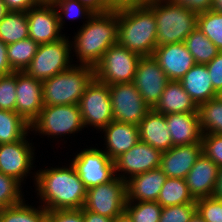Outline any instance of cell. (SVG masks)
<instances>
[{
    "label": "cell",
    "mask_w": 222,
    "mask_h": 222,
    "mask_svg": "<svg viewBox=\"0 0 222 222\" xmlns=\"http://www.w3.org/2000/svg\"><path fill=\"white\" fill-rule=\"evenodd\" d=\"M57 167H47L33 173L41 206L47 211L83 208L87 189L74 166L69 163L66 167Z\"/></svg>",
    "instance_id": "1"
},
{
    "label": "cell",
    "mask_w": 222,
    "mask_h": 222,
    "mask_svg": "<svg viewBox=\"0 0 222 222\" xmlns=\"http://www.w3.org/2000/svg\"><path fill=\"white\" fill-rule=\"evenodd\" d=\"M80 27L71 41L72 56L79 65L95 67L103 54L118 43V7L104 13H94ZM74 49V50H73Z\"/></svg>",
    "instance_id": "2"
},
{
    "label": "cell",
    "mask_w": 222,
    "mask_h": 222,
    "mask_svg": "<svg viewBox=\"0 0 222 222\" xmlns=\"http://www.w3.org/2000/svg\"><path fill=\"white\" fill-rule=\"evenodd\" d=\"M157 24L154 0L118 7V43L143 56H152L156 48Z\"/></svg>",
    "instance_id": "3"
},
{
    "label": "cell",
    "mask_w": 222,
    "mask_h": 222,
    "mask_svg": "<svg viewBox=\"0 0 222 222\" xmlns=\"http://www.w3.org/2000/svg\"><path fill=\"white\" fill-rule=\"evenodd\" d=\"M94 78L93 67L78 64L48 78L42 82L43 106L78 104Z\"/></svg>",
    "instance_id": "4"
},
{
    "label": "cell",
    "mask_w": 222,
    "mask_h": 222,
    "mask_svg": "<svg viewBox=\"0 0 222 222\" xmlns=\"http://www.w3.org/2000/svg\"><path fill=\"white\" fill-rule=\"evenodd\" d=\"M157 24L156 47L184 42L197 28L198 14L169 0H154Z\"/></svg>",
    "instance_id": "5"
},
{
    "label": "cell",
    "mask_w": 222,
    "mask_h": 222,
    "mask_svg": "<svg viewBox=\"0 0 222 222\" xmlns=\"http://www.w3.org/2000/svg\"><path fill=\"white\" fill-rule=\"evenodd\" d=\"M81 130H84V124L78 104L43 106L40 115L31 124V131L54 139L75 135Z\"/></svg>",
    "instance_id": "6"
},
{
    "label": "cell",
    "mask_w": 222,
    "mask_h": 222,
    "mask_svg": "<svg viewBox=\"0 0 222 222\" xmlns=\"http://www.w3.org/2000/svg\"><path fill=\"white\" fill-rule=\"evenodd\" d=\"M140 59L119 43L113 44L94 67L95 79L109 86L133 82Z\"/></svg>",
    "instance_id": "7"
},
{
    "label": "cell",
    "mask_w": 222,
    "mask_h": 222,
    "mask_svg": "<svg viewBox=\"0 0 222 222\" xmlns=\"http://www.w3.org/2000/svg\"><path fill=\"white\" fill-rule=\"evenodd\" d=\"M71 47L69 36L53 43L40 44L24 72L28 76L43 82L60 72L68 70L74 65L71 64L73 61Z\"/></svg>",
    "instance_id": "8"
},
{
    "label": "cell",
    "mask_w": 222,
    "mask_h": 222,
    "mask_svg": "<svg viewBox=\"0 0 222 222\" xmlns=\"http://www.w3.org/2000/svg\"><path fill=\"white\" fill-rule=\"evenodd\" d=\"M84 127L102 130L113 121L109 85L95 78L86 87L79 103Z\"/></svg>",
    "instance_id": "9"
},
{
    "label": "cell",
    "mask_w": 222,
    "mask_h": 222,
    "mask_svg": "<svg viewBox=\"0 0 222 222\" xmlns=\"http://www.w3.org/2000/svg\"><path fill=\"white\" fill-rule=\"evenodd\" d=\"M71 164L86 189L108 183L116 177L115 162L101 148H84L72 158Z\"/></svg>",
    "instance_id": "10"
},
{
    "label": "cell",
    "mask_w": 222,
    "mask_h": 222,
    "mask_svg": "<svg viewBox=\"0 0 222 222\" xmlns=\"http://www.w3.org/2000/svg\"><path fill=\"white\" fill-rule=\"evenodd\" d=\"M126 201V182L116 176L108 183L87 189L84 208L113 219L125 212Z\"/></svg>",
    "instance_id": "11"
},
{
    "label": "cell",
    "mask_w": 222,
    "mask_h": 222,
    "mask_svg": "<svg viewBox=\"0 0 222 222\" xmlns=\"http://www.w3.org/2000/svg\"><path fill=\"white\" fill-rule=\"evenodd\" d=\"M113 120L137 125L144 119L149 106L133 82L109 86Z\"/></svg>",
    "instance_id": "12"
},
{
    "label": "cell",
    "mask_w": 222,
    "mask_h": 222,
    "mask_svg": "<svg viewBox=\"0 0 222 222\" xmlns=\"http://www.w3.org/2000/svg\"><path fill=\"white\" fill-rule=\"evenodd\" d=\"M29 133L30 131L16 142L0 144V172L15 178L21 184L32 173V167H35L34 146L26 137Z\"/></svg>",
    "instance_id": "13"
},
{
    "label": "cell",
    "mask_w": 222,
    "mask_h": 222,
    "mask_svg": "<svg viewBox=\"0 0 222 222\" xmlns=\"http://www.w3.org/2000/svg\"><path fill=\"white\" fill-rule=\"evenodd\" d=\"M161 156V151L139 141L114 161L115 175L126 182L133 176L158 168Z\"/></svg>",
    "instance_id": "14"
},
{
    "label": "cell",
    "mask_w": 222,
    "mask_h": 222,
    "mask_svg": "<svg viewBox=\"0 0 222 222\" xmlns=\"http://www.w3.org/2000/svg\"><path fill=\"white\" fill-rule=\"evenodd\" d=\"M168 81L166 73L153 56L141 57L133 83L150 109L159 102Z\"/></svg>",
    "instance_id": "15"
},
{
    "label": "cell",
    "mask_w": 222,
    "mask_h": 222,
    "mask_svg": "<svg viewBox=\"0 0 222 222\" xmlns=\"http://www.w3.org/2000/svg\"><path fill=\"white\" fill-rule=\"evenodd\" d=\"M29 38L36 43L47 44L59 41L62 34L58 13L53 4H38L27 12Z\"/></svg>",
    "instance_id": "16"
},
{
    "label": "cell",
    "mask_w": 222,
    "mask_h": 222,
    "mask_svg": "<svg viewBox=\"0 0 222 222\" xmlns=\"http://www.w3.org/2000/svg\"><path fill=\"white\" fill-rule=\"evenodd\" d=\"M15 112L30 125L43 108L42 82L25 72H17Z\"/></svg>",
    "instance_id": "17"
},
{
    "label": "cell",
    "mask_w": 222,
    "mask_h": 222,
    "mask_svg": "<svg viewBox=\"0 0 222 222\" xmlns=\"http://www.w3.org/2000/svg\"><path fill=\"white\" fill-rule=\"evenodd\" d=\"M168 80L180 81L196 64L184 42L157 46L152 54Z\"/></svg>",
    "instance_id": "18"
},
{
    "label": "cell",
    "mask_w": 222,
    "mask_h": 222,
    "mask_svg": "<svg viewBox=\"0 0 222 222\" xmlns=\"http://www.w3.org/2000/svg\"><path fill=\"white\" fill-rule=\"evenodd\" d=\"M202 154V143L173 146L162 153L159 168L169 178L185 179Z\"/></svg>",
    "instance_id": "19"
},
{
    "label": "cell",
    "mask_w": 222,
    "mask_h": 222,
    "mask_svg": "<svg viewBox=\"0 0 222 222\" xmlns=\"http://www.w3.org/2000/svg\"><path fill=\"white\" fill-rule=\"evenodd\" d=\"M219 168L203 152L198 157L185 178L189 192L195 200L212 196Z\"/></svg>",
    "instance_id": "20"
},
{
    "label": "cell",
    "mask_w": 222,
    "mask_h": 222,
    "mask_svg": "<svg viewBox=\"0 0 222 222\" xmlns=\"http://www.w3.org/2000/svg\"><path fill=\"white\" fill-rule=\"evenodd\" d=\"M101 132L104 133V144L106 146L103 151L112 161H115L140 141L139 128L134 124L113 120Z\"/></svg>",
    "instance_id": "21"
},
{
    "label": "cell",
    "mask_w": 222,
    "mask_h": 222,
    "mask_svg": "<svg viewBox=\"0 0 222 222\" xmlns=\"http://www.w3.org/2000/svg\"><path fill=\"white\" fill-rule=\"evenodd\" d=\"M173 146L202 143L199 113H173L165 115Z\"/></svg>",
    "instance_id": "22"
},
{
    "label": "cell",
    "mask_w": 222,
    "mask_h": 222,
    "mask_svg": "<svg viewBox=\"0 0 222 222\" xmlns=\"http://www.w3.org/2000/svg\"><path fill=\"white\" fill-rule=\"evenodd\" d=\"M166 179L159 167L133 176L126 181L127 201H157Z\"/></svg>",
    "instance_id": "23"
},
{
    "label": "cell",
    "mask_w": 222,
    "mask_h": 222,
    "mask_svg": "<svg viewBox=\"0 0 222 222\" xmlns=\"http://www.w3.org/2000/svg\"><path fill=\"white\" fill-rule=\"evenodd\" d=\"M138 128L141 142L149 144L162 153L173 147L164 114L150 109L138 124Z\"/></svg>",
    "instance_id": "24"
},
{
    "label": "cell",
    "mask_w": 222,
    "mask_h": 222,
    "mask_svg": "<svg viewBox=\"0 0 222 222\" xmlns=\"http://www.w3.org/2000/svg\"><path fill=\"white\" fill-rule=\"evenodd\" d=\"M164 115L173 113H199L198 106L184 90L180 81L169 80L153 108Z\"/></svg>",
    "instance_id": "25"
},
{
    "label": "cell",
    "mask_w": 222,
    "mask_h": 222,
    "mask_svg": "<svg viewBox=\"0 0 222 222\" xmlns=\"http://www.w3.org/2000/svg\"><path fill=\"white\" fill-rule=\"evenodd\" d=\"M184 90L199 107L219 96L213 88L206 65L195 64L180 80Z\"/></svg>",
    "instance_id": "26"
},
{
    "label": "cell",
    "mask_w": 222,
    "mask_h": 222,
    "mask_svg": "<svg viewBox=\"0 0 222 222\" xmlns=\"http://www.w3.org/2000/svg\"><path fill=\"white\" fill-rule=\"evenodd\" d=\"M28 37L26 12L8 11L0 22V40L8 45Z\"/></svg>",
    "instance_id": "27"
},
{
    "label": "cell",
    "mask_w": 222,
    "mask_h": 222,
    "mask_svg": "<svg viewBox=\"0 0 222 222\" xmlns=\"http://www.w3.org/2000/svg\"><path fill=\"white\" fill-rule=\"evenodd\" d=\"M157 202L162 207L196 203L190 194L186 180L181 178L167 177L163 184Z\"/></svg>",
    "instance_id": "28"
},
{
    "label": "cell",
    "mask_w": 222,
    "mask_h": 222,
    "mask_svg": "<svg viewBox=\"0 0 222 222\" xmlns=\"http://www.w3.org/2000/svg\"><path fill=\"white\" fill-rule=\"evenodd\" d=\"M29 131L31 125L16 112L0 110V144L21 140Z\"/></svg>",
    "instance_id": "29"
},
{
    "label": "cell",
    "mask_w": 222,
    "mask_h": 222,
    "mask_svg": "<svg viewBox=\"0 0 222 222\" xmlns=\"http://www.w3.org/2000/svg\"><path fill=\"white\" fill-rule=\"evenodd\" d=\"M184 44L192 54L196 64L206 65L220 52L198 28L186 37Z\"/></svg>",
    "instance_id": "30"
},
{
    "label": "cell",
    "mask_w": 222,
    "mask_h": 222,
    "mask_svg": "<svg viewBox=\"0 0 222 222\" xmlns=\"http://www.w3.org/2000/svg\"><path fill=\"white\" fill-rule=\"evenodd\" d=\"M39 44L26 38L7 45L8 63L14 72H24L38 50Z\"/></svg>",
    "instance_id": "31"
},
{
    "label": "cell",
    "mask_w": 222,
    "mask_h": 222,
    "mask_svg": "<svg viewBox=\"0 0 222 222\" xmlns=\"http://www.w3.org/2000/svg\"><path fill=\"white\" fill-rule=\"evenodd\" d=\"M198 111L203 135H222V95L202 103Z\"/></svg>",
    "instance_id": "32"
},
{
    "label": "cell",
    "mask_w": 222,
    "mask_h": 222,
    "mask_svg": "<svg viewBox=\"0 0 222 222\" xmlns=\"http://www.w3.org/2000/svg\"><path fill=\"white\" fill-rule=\"evenodd\" d=\"M22 203L0 209V222H46L47 210L42 206H31Z\"/></svg>",
    "instance_id": "33"
},
{
    "label": "cell",
    "mask_w": 222,
    "mask_h": 222,
    "mask_svg": "<svg viewBox=\"0 0 222 222\" xmlns=\"http://www.w3.org/2000/svg\"><path fill=\"white\" fill-rule=\"evenodd\" d=\"M197 28L222 51V13L213 9L199 13Z\"/></svg>",
    "instance_id": "34"
},
{
    "label": "cell",
    "mask_w": 222,
    "mask_h": 222,
    "mask_svg": "<svg viewBox=\"0 0 222 222\" xmlns=\"http://www.w3.org/2000/svg\"><path fill=\"white\" fill-rule=\"evenodd\" d=\"M162 208L157 201H126L125 212L133 222H159Z\"/></svg>",
    "instance_id": "35"
},
{
    "label": "cell",
    "mask_w": 222,
    "mask_h": 222,
    "mask_svg": "<svg viewBox=\"0 0 222 222\" xmlns=\"http://www.w3.org/2000/svg\"><path fill=\"white\" fill-rule=\"evenodd\" d=\"M21 185L15 178L0 172V209L18 205L25 200Z\"/></svg>",
    "instance_id": "36"
},
{
    "label": "cell",
    "mask_w": 222,
    "mask_h": 222,
    "mask_svg": "<svg viewBox=\"0 0 222 222\" xmlns=\"http://www.w3.org/2000/svg\"><path fill=\"white\" fill-rule=\"evenodd\" d=\"M53 5L57 10L59 25L61 29H63V25L65 23L64 20L66 19V17L69 20H75L79 17L88 20L94 14L86 6L82 5L78 0H57Z\"/></svg>",
    "instance_id": "37"
},
{
    "label": "cell",
    "mask_w": 222,
    "mask_h": 222,
    "mask_svg": "<svg viewBox=\"0 0 222 222\" xmlns=\"http://www.w3.org/2000/svg\"><path fill=\"white\" fill-rule=\"evenodd\" d=\"M17 72L0 76V110L15 112Z\"/></svg>",
    "instance_id": "38"
},
{
    "label": "cell",
    "mask_w": 222,
    "mask_h": 222,
    "mask_svg": "<svg viewBox=\"0 0 222 222\" xmlns=\"http://www.w3.org/2000/svg\"><path fill=\"white\" fill-rule=\"evenodd\" d=\"M196 211V203L163 207L159 222H189Z\"/></svg>",
    "instance_id": "39"
},
{
    "label": "cell",
    "mask_w": 222,
    "mask_h": 222,
    "mask_svg": "<svg viewBox=\"0 0 222 222\" xmlns=\"http://www.w3.org/2000/svg\"><path fill=\"white\" fill-rule=\"evenodd\" d=\"M198 213L206 222H222V199L213 196L196 200Z\"/></svg>",
    "instance_id": "40"
},
{
    "label": "cell",
    "mask_w": 222,
    "mask_h": 222,
    "mask_svg": "<svg viewBox=\"0 0 222 222\" xmlns=\"http://www.w3.org/2000/svg\"><path fill=\"white\" fill-rule=\"evenodd\" d=\"M201 142L202 152L217 166L222 167V135L204 134Z\"/></svg>",
    "instance_id": "41"
},
{
    "label": "cell",
    "mask_w": 222,
    "mask_h": 222,
    "mask_svg": "<svg viewBox=\"0 0 222 222\" xmlns=\"http://www.w3.org/2000/svg\"><path fill=\"white\" fill-rule=\"evenodd\" d=\"M47 222H85L84 207L81 209L47 211Z\"/></svg>",
    "instance_id": "42"
},
{
    "label": "cell",
    "mask_w": 222,
    "mask_h": 222,
    "mask_svg": "<svg viewBox=\"0 0 222 222\" xmlns=\"http://www.w3.org/2000/svg\"><path fill=\"white\" fill-rule=\"evenodd\" d=\"M208 73L212 80L214 91L222 95V51L208 64H206Z\"/></svg>",
    "instance_id": "43"
},
{
    "label": "cell",
    "mask_w": 222,
    "mask_h": 222,
    "mask_svg": "<svg viewBox=\"0 0 222 222\" xmlns=\"http://www.w3.org/2000/svg\"><path fill=\"white\" fill-rule=\"evenodd\" d=\"M174 4L180 5L188 10L194 11L197 14L211 10L213 0H169Z\"/></svg>",
    "instance_id": "44"
},
{
    "label": "cell",
    "mask_w": 222,
    "mask_h": 222,
    "mask_svg": "<svg viewBox=\"0 0 222 222\" xmlns=\"http://www.w3.org/2000/svg\"><path fill=\"white\" fill-rule=\"evenodd\" d=\"M8 11L27 12L30 8L36 7L39 3L36 0H3Z\"/></svg>",
    "instance_id": "45"
},
{
    "label": "cell",
    "mask_w": 222,
    "mask_h": 222,
    "mask_svg": "<svg viewBox=\"0 0 222 222\" xmlns=\"http://www.w3.org/2000/svg\"><path fill=\"white\" fill-rule=\"evenodd\" d=\"M82 5L86 6L93 13H104L111 7L106 0H78Z\"/></svg>",
    "instance_id": "46"
},
{
    "label": "cell",
    "mask_w": 222,
    "mask_h": 222,
    "mask_svg": "<svg viewBox=\"0 0 222 222\" xmlns=\"http://www.w3.org/2000/svg\"><path fill=\"white\" fill-rule=\"evenodd\" d=\"M14 72L9 63L7 57V45L0 40V76L7 75Z\"/></svg>",
    "instance_id": "47"
},
{
    "label": "cell",
    "mask_w": 222,
    "mask_h": 222,
    "mask_svg": "<svg viewBox=\"0 0 222 222\" xmlns=\"http://www.w3.org/2000/svg\"><path fill=\"white\" fill-rule=\"evenodd\" d=\"M84 220L85 222H112L113 219L93 213L84 208Z\"/></svg>",
    "instance_id": "48"
},
{
    "label": "cell",
    "mask_w": 222,
    "mask_h": 222,
    "mask_svg": "<svg viewBox=\"0 0 222 222\" xmlns=\"http://www.w3.org/2000/svg\"><path fill=\"white\" fill-rule=\"evenodd\" d=\"M212 196L217 199H222V167L219 168V174Z\"/></svg>",
    "instance_id": "49"
},
{
    "label": "cell",
    "mask_w": 222,
    "mask_h": 222,
    "mask_svg": "<svg viewBox=\"0 0 222 222\" xmlns=\"http://www.w3.org/2000/svg\"><path fill=\"white\" fill-rule=\"evenodd\" d=\"M106 3L111 8H116V7H119V6L128 5V0H106Z\"/></svg>",
    "instance_id": "50"
},
{
    "label": "cell",
    "mask_w": 222,
    "mask_h": 222,
    "mask_svg": "<svg viewBox=\"0 0 222 222\" xmlns=\"http://www.w3.org/2000/svg\"><path fill=\"white\" fill-rule=\"evenodd\" d=\"M112 222H133L126 212L113 218Z\"/></svg>",
    "instance_id": "51"
},
{
    "label": "cell",
    "mask_w": 222,
    "mask_h": 222,
    "mask_svg": "<svg viewBox=\"0 0 222 222\" xmlns=\"http://www.w3.org/2000/svg\"><path fill=\"white\" fill-rule=\"evenodd\" d=\"M212 9L216 12L222 13V0H213Z\"/></svg>",
    "instance_id": "52"
},
{
    "label": "cell",
    "mask_w": 222,
    "mask_h": 222,
    "mask_svg": "<svg viewBox=\"0 0 222 222\" xmlns=\"http://www.w3.org/2000/svg\"><path fill=\"white\" fill-rule=\"evenodd\" d=\"M189 222H206L202 216L196 211L193 216L191 217Z\"/></svg>",
    "instance_id": "53"
},
{
    "label": "cell",
    "mask_w": 222,
    "mask_h": 222,
    "mask_svg": "<svg viewBox=\"0 0 222 222\" xmlns=\"http://www.w3.org/2000/svg\"><path fill=\"white\" fill-rule=\"evenodd\" d=\"M7 12L8 10L6 9L3 0H0V22Z\"/></svg>",
    "instance_id": "54"
},
{
    "label": "cell",
    "mask_w": 222,
    "mask_h": 222,
    "mask_svg": "<svg viewBox=\"0 0 222 222\" xmlns=\"http://www.w3.org/2000/svg\"><path fill=\"white\" fill-rule=\"evenodd\" d=\"M150 0H128V5L131 4H143V3H147Z\"/></svg>",
    "instance_id": "55"
},
{
    "label": "cell",
    "mask_w": 222,
    "mask_h": 222,
    "mask_svg": "<svg viewBox=\"0 0 222 222\" xmlns=\"http://www.w3.org/2000/svg\"><path fill=\"white\" fill-rule=\"evenodd\" d=\"M39 4H54L57 0H36Z\"/></svg>",
    "instance_id": "56"
}]
</instances>
